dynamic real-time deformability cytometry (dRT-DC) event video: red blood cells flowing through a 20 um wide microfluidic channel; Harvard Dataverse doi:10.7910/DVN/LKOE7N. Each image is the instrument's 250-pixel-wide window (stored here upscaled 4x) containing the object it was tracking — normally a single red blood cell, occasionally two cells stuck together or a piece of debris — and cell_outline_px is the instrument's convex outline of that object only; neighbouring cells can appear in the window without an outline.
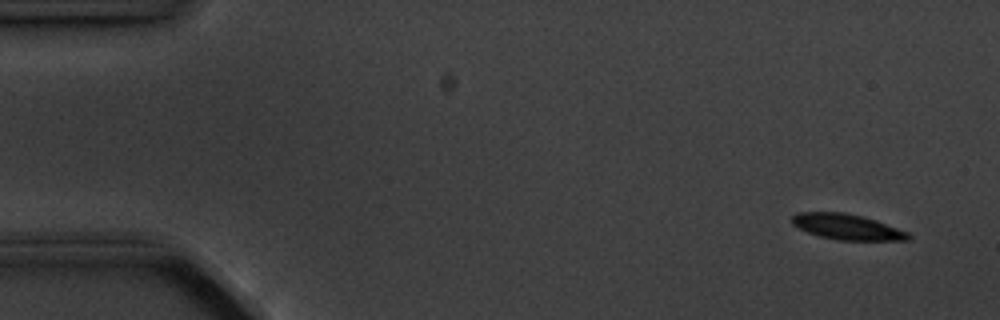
{"species": "common noctule bat (a hibernating species)", "species_latin": "Nyctalus noctula", "temperature_condition": "cold", "stored_images_in_passage": 7, "camera_frame_rate_fps": 3000, "um_per_image_px": 0.085, "animal": {"sex": "male", "body_mass_g": 20.1, "forearm_length_mm": 53.5}, "frame": {"image": 1, "passage_image": 1, "time_ms": 0.0, "image_size_px": [1000, 320], "cell_outline_px": [[912, 240], [836, 240], [820, 236], [808, 232], [792, 224], [792, 216], [800, 212], [844, 212], [876, 220], [908, 232], [912, 236]], "centroid_in_image_um": [72.03, 19.29], "position_along_channel_um": 13.0, "area_um2": 17.22}}
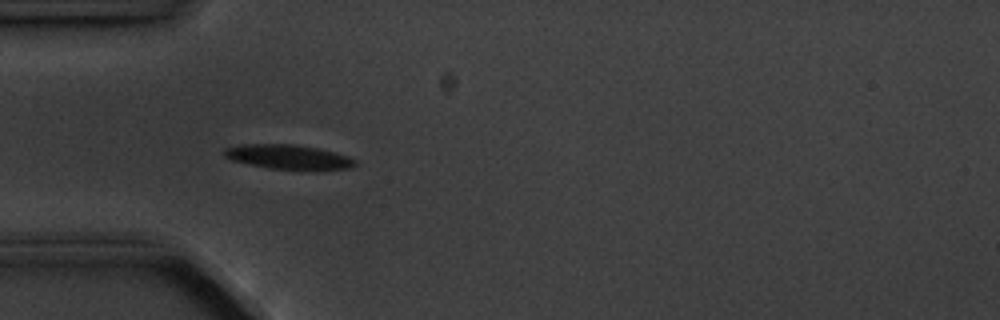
{"frame": {"image": 2, "passage_image": 5, "time_ms": 4.333, "image_size_px": [1000, 320], "cell_outline_px": [[356, 164], [348, 168], [316, 172], [268, 168], [232, 160], [224, 156], [224, 148], [240, 144], [292, 144], [316, 148], [348, 156], [356, 160]], "centroid_in_image_um": [24.54, 13.37], "position_along_channel_um": 60.5, "area_um2": 19.07}}